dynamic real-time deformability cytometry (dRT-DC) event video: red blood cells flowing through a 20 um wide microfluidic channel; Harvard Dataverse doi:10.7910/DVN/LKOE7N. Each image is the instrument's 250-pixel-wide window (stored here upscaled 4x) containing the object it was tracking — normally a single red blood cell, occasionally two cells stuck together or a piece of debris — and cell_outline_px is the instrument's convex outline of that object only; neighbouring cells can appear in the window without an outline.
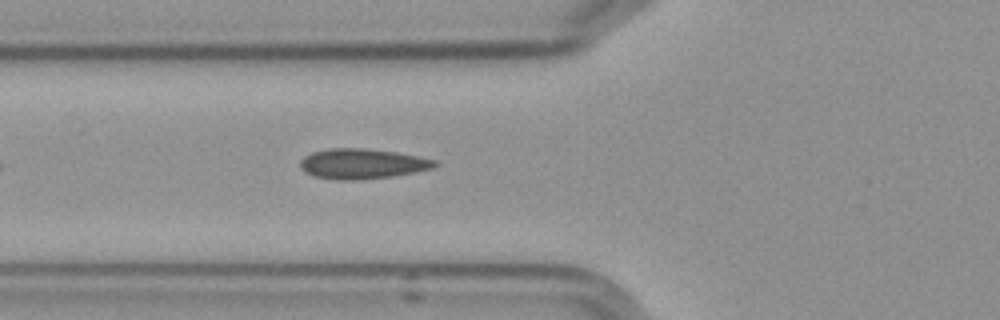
{"species": "Egyptian fruit bat (a non-hibernating species)", "species_latin": "Rousettus aegyptiacus", "temperature_condition": "cold", "stored_images_in_passage": 5, "camera_frame_rate_fps": 3000, "um_per_image_px": 0.085, "frame": {"image": 1, "passage_image": 5, "time_ms": 4.667, "image_size_px": [1000, 320], "cell_outline_px": [[436, 164], [432, 168], [416, 172], [392, 176], [348, 180], [336, 180], [316, 176], [300, 168], [300, 160], [304, 156], [312, 152], [328, 148], [364, 148], [396, 152], [436, 160]], "centroid_in_image_um": [30.76, 13.91], "position_along_channel_um": 95.0, "area_um2": 23.35}}